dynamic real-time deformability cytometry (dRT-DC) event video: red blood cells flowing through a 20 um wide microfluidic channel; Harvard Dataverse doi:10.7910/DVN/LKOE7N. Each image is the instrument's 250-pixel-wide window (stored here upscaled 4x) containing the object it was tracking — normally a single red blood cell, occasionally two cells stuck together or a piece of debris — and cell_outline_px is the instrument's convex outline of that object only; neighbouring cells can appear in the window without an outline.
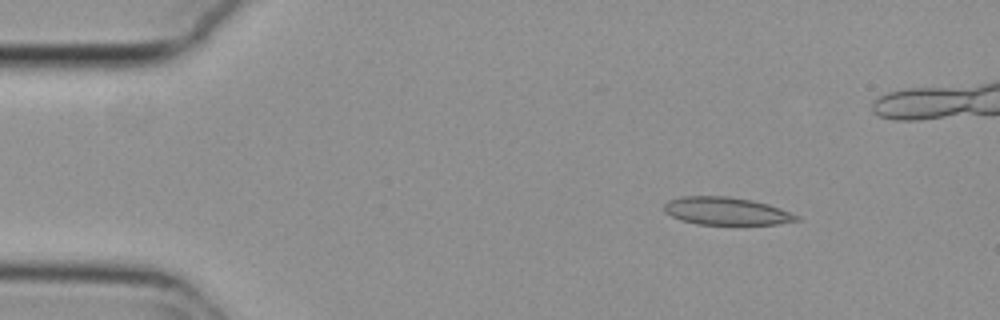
{"species": "common noctule bat (a hibernating species)", "species_latin": "Nyctalus noctula", "temperature_condition": "cold", "stored_images_in_passage": 16, "camera_frame_rate_fps": 3000, "um_per_image_px": 0.085, "animal": {"sex": "female", "body_mass_g": 29.2, "forearm_length_mm": 56.3}, "frame": {"image": 1, "passage_image": 1, "time_ms": 0.0, "image_size_px": [1000, 320], "cell_outline_px": [[800, 220], [776, 224], [696, 224], [680, 220], [664, 212], [664, 204], [668, 200], [680, 196], [728, 196], [752, 200], [768, 204], [780, 208], [800, 216]], "centroid_in_image_um": [61.71, 17.93], "position_along_channel_um": 23.3, "area_um2": 21.44}}
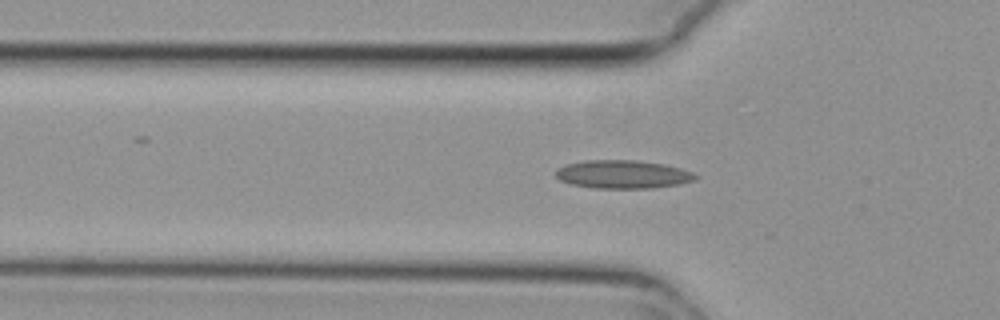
{"frame": {"image": 2, "passage_image": 11, "time_ms": 3.333, "image_size_px": [1000, 320], "cell_outline_px": [[700, 176], [696, 180], [680, 184], [652, 188], [592, 188], [572, 184], [560, 180], [556, 176], [556, 168], [568, 164], [584, 160], [636, 160], [664, 164], [680, 168], [692, 172]], "centroid_in_image_um": [52.96, 14.82], "position_along_channel_um": 72.8, "area_um2": 23.12}}
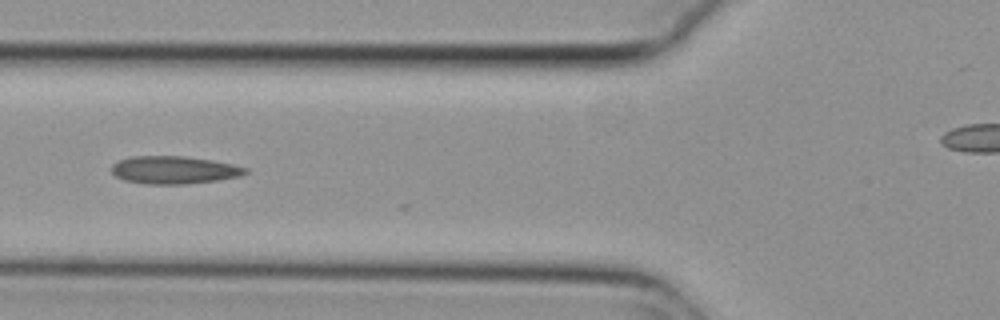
{"frame": {"image": 3, "passage_image": 14, "time_ms": 4.333, "image_size_px": [1000, 320], "cell_outline_px": [[248, 172], [240, 176], [216, 180], [184, 184], [144, 184], [124, 180], [116, 176], [112, 172], [112, 164], [120, 160], [132, 156], [184, 156], [212, 160], [232, 164], [248, 168]], "centroid_in_image_um": [14.79, 14.44], "position_along_channel_um": 111.0, "area_um2": 21.56}}